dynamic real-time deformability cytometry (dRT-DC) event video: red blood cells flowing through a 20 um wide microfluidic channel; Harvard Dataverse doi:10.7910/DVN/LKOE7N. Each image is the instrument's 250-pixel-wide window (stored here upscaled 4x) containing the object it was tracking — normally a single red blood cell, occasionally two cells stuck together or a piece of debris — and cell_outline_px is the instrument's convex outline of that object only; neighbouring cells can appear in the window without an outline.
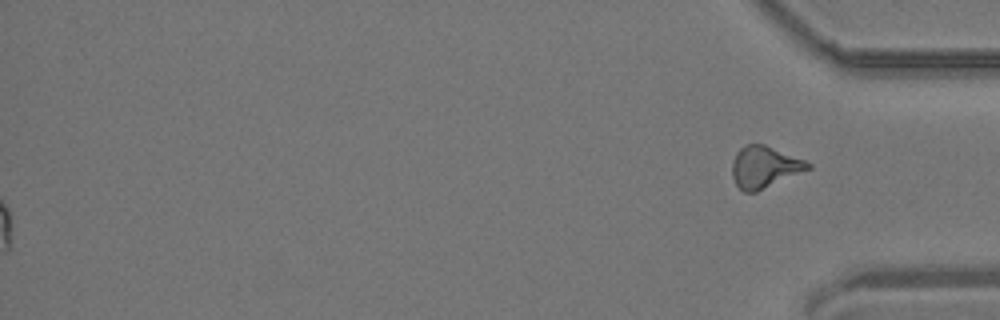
{"species": "common noctule bat (a hibernating species)", "species_latin": "Nyctalus noctula", "temperature_condition": "room temperature", "stored_images_in_passage": 46, "segment_of_instrument_passage": [2, 2], "camera_frame_rate_fps": 3000, "um_per_image_px": 0.085, "animal": {"sex": "male", "body_mass_g": 19.2, "forearm_length_mm": 51.8}, "frame": {"image": 1, "passage_image": 46, "time_ms": 15.0, "image_size_px": [1000, 320], "cell_outline_px": [[812, 168], [756, 192], [744, 192], [736, 184], [732, 176], [732, 160], [736, 152], [740, 148], [748, 144], [764, 144], [804, 160], [812, 164]], "centroid_in_image_um": [64.97, 14.2], "position_along_channel_um": 370.2, "area_um2": 18.32}}